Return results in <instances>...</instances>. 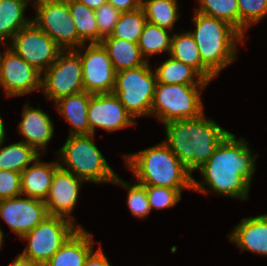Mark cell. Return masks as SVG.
<instances>
[{"label": "cell", "instance_id": "cell-16", "mask_svg": "<svg viewBox=\"0 0 267 266\" xmlns=\"http://www.w3.org/2000/svg\"><path fill=\"white\" fill-rule=\"evenodd\" d=\"M83 182L85 181L59 167L55 171L45 200L48 214L63 217L75 223L76 218L72 217L71 213L77 205Z\"/></svg>", "mask_w": 267, "mask_h": 266}, {"label": "cell", "instance_id": "cell-27", "mask_svg": "<svg viewBox=\"0 0 267 266\" xmlns=\"http://www.w3.org/2000/svg\"><path fill=\"white\" fill-rule=\"evenodd\" d=\"M170 30L147 22L140 35L138 46L143 58L149 62L150 55L165 53L170 54L173 33ZM147 56V57H146Z\"/></svg>", "mask_w": 267, "mask_h": 266}, {"label": "cell", "instance_id": "cell-3", "mask_svg": "<svg viewBox=\"0 0 267 266\" xmlns=\"http://www.w3.org/2000/svg\"><path fill=\"white\" fill-rule=\"evenodd\" d=\"M123 157L135 182L143 186L169 187L181 193L184 189L192 190V174L163 141Z\"/></svg>", "mask_w": 267, "mask_h": 266}, {"label": "cell", "instance_id": "cell-14", "mask_svg": "<svg viewBox=\"0 0 267 266\" xmlns=\"http://www.w3.org/2000/svg\"><path fill=\"white\" fill-rule=\"evenodd\" d=\"M87 117L91 134L94 135L97 127L114 132L137 123L114 93L93 94Z\"/></svg>", "mask_w": 267, "mask_h": 266}, {"label": "cell", "instance_id": "cell-34", "mask_svg": "<svg viewBox=\"0 0 267 266\" xmlns=\"http://www.w3.org/2000/svg\"><path fill=\"white\" fill-rule=\"evenodd\" d=\"M148 197L151 210H162L174 207L181 200V192L163 186H144Z\"/></svg>", "mask_w": 267, "mask_h": 266}, {"label": "cell", "instance_id": "cell-7", "mask_svg": "<svg viewBox=\"0 0 267 266\" xmlns=\"http://www.w3.org/2000/svg\"><path fill=\"white\" fill-rule=\"evenodd\" d=\"M149 64L116 73L113 93L134 119L151 112L157 79Z\"/></svg>", "mask_w": 267, "mask_h": 266}, {"label": "cell", "instance_id": "cell-17", "mask_svg": "<svg viewBox=\"0 0 267 266\" xmlns=\"http://www.w3.org/2000/svg\"><path fill=\"white\" fill-rule=\"evenodd\" d=\"M21 114L22 120L17 126L19 135L24 137L23 142L42 154L53 137V121L46 112L40 108H33L29 103L24 105Z\"/></svg>", "mask_w": 267, "mask_h": 266}, {"label": "cell", "instance_id": "cell-26", "mask_svg": "<svg viewBox=\"0 0 267 266\" xmlns=\"http://www.w3.org/2000/svg\"><path fill=\"white\" fill-rule=\"evenodd\" d=\"M3 144H0V170L21 173L41 155L23 141L5 147Z\"/></svg>", "mask_w": 267, "mask_h": 266}, {"label": "cell", "instance_id": "cell-9", "mask_svg": "<svg viewBox=\"0 0 267 266\" xmlns=\"http://www.w3.org/2000/svg\"><path fill=\"white\" fill-rule=\"evenodd\" d=\"M32 21L63 50L85 44L79 37L67 0H35Z\"/></svg>", "mask_w": 267, "mask_h": 266}, {"label": "cell", "instance_id": "cell-37", "mask_svg": "<svg viewBox=\"0 0 267 266\" xmlns=\"http://www.w3.org/2000/svg\"><path fill=\"white\" fill-rule=\"evenodd\" d=\"M101 247L88 255L84 266H111Z\"/></svg>", "mask_w": 267, "mask_h": 266}, {"label": "cell", "instance_id": "cell-28", "mask_svg": "<svg viewBox=\"0 0 267 266\" xmlns=\"http://www.w3.org/2000/svg\"><path fill=\"white\" fill-rule=\"evenodd\" d=\"M141 8L147 22L170 31L180 17L177 0H143Z\"/></svg>", "mask_w": 267, "mask_h": 266}, {"label": "cell", "instance_id": "cell-21", "mask_svg": "<svg viewBox=\"0 0 267 266\" xmlns=\"http://www.w3.org/2000/svg\"><path fill=\"white\" fill-rule=\"evenodd\" d=\"M93 94L83 91L78 94L65 96L55 101L60 115L72 126L70 135H91L88 122V105Z\"/></svg>", "mask_w": 267, "mask_h": 266}, {"label": "cell", "instance_id": "cell-39", "mask_svg": "<svg viewBox=\"0 0 267 266\" xmlns=\"http://www.w3.org/2000/svg\"><path fill=\"white\" fill-rule=\"evenodd\" d=\"M9 266H44V265L19 254L15 257V260L11 262V264H9Z\"/></svg>", "mask_w": 267, "mask_h": 266}, {"label": "cell", "instance_id": "cell-38", "mask_svg": "<svg viewBox=\"0 0 267 266\" xmlns=\"http://www.w3.org/2000/svg\"><path fill=\"white\" fill-rule=\"evenodd\" d=\"M143 0H108L120 12L134 11L142 7Z\"/></svg>", "mask_w": 267, "mask_h": 266}, {"label": "cell", "instance_id": "cell-8", "mask_svg": "<svg viewBox=\"0 0 267 266\" xmlns=\"http://www.w3.org/2000/svg\"><path fill=\"white\" fill-rule=\"evenodd\" d=\"M78 228L82 226L66 218L49 215L21 237L27 240V245L20 254L44 265Z\"/></svg>", "mask_w": 267, "mask_h": 266}, {"label": "cell", "instance_id": "cell-13", "mask_svg": "<svg viewBox=\"0 0 267 266\" xmlns=\"http://www.w3.org/2000/svg\"><path fill=\"white\" fill-rule=\"evenodd\" d=\"M0 52V86L6 97L22 96L42 88V72L28 64L8 45ZM3 54V55H2Z\"/></svg>", "mask_w": 267, "mask_h": 266}, {"label": "cell", "instance_id": "cell-23", "mask_svg": "<svg viewBox=\"0 0 267 266\" xmlns=\"http://www.w3.org/2000/svg\"><path fill=\"white\" fill-rule=\"evenodd\" d=\"M30 0H2L0 2V41L6 46V40L12 38L25 26L32 22V18L25 16V10Z\"/></svg>", "mask_w": 267, "mask_h": 266}, {"label": "cell", "instance_id": "cell-18", "mask_svg": "<svg viewBox=\"0 0 267 266\" xmlns=\"http://www.w3.org/2000/svg\"><path fill=\"white\" fill-rule=\"evenodd\" d=\"M228 237L241 252L247 250L267 256V213L243 218Z\"/></svg>", "mask_w": 267, "mask_h": 266}, {"label": "cell", "instance_id": "cell-15", "mask_svg": "<svg viewBox=\"0 0 267 266\" xmlns=\"http://www.w3.org/2000/svg\"><path fill=\"white\" fill-rule=\"evenodd\" d=\"M21 196L0 200V218L20 238L49 216L44 201Z\"/></svg>", "mask_w": 267, "mask_h": 266}, {"label": "cell", "instance_id": "cell-33", "mask_svg": "<svg viewBox=\"0 0 267 266\" xmlns=\"http://www.w3.org/2000/svg\"><path fill=\"white\" fill-rule=\"evenodd\" d=\"M239 7V33L259 23L267 15V0H237Z\"/></svg>", "mask_w": 267, "mask_h": 266}, {"label": "cell", "instance_id": "cell-2", "mask_svg": "<svg viewBox=\"0 0 267 266\" xmlns=\"http://www.w3.org/2000/svg\"><path fill=\"white\" fill-rule=\"evenodd\" d=\"M163 142L192 174L199 170L230 133L204 112L194 118L175 120L164 124Z\"/></svg>", "mask_w": 267, "mask_h": 266}, {"label": "cell", "instance_id": "cell-4", "mask_svg": "<svg viewBox=\"0 0 267 266\" xmlns=\"http://www.w3.org/2000/svg\"><path fill=\"white\" fill-rule=\"evenodd\" d=\"M190 19L195 30L193 36L202 63L217 76L237 58V43L244 44V37L229 23L195 10Z\"/></svg>", "mask_w": 267, "mask_h": 266}, {"label": "cell", "instance_id": "cell-30", "mask_svg": "<svg viewBox=\"0 0 267 266\" xmlns=\"http://www.w3.org/2000/svg\"><path fill=\"white\" fill-rule=\"evenodd\" d=\"M146 23L147 19L142 8L129 12H121L111 36L138 43Z\"/></svg>", "mask_w": 267, "mask_h": 266}, {"label": "cell", "instance_id": "cell-10", "mask_svg": "<svg viewBox=\"0 0 267 266\" xmlns=\"http://www.w3.org/2000/svg\"><path fill=\"white\" fill-rule=\"evenodd\" d=\"M41 90L53 102L84 91L82 62L75 50H63L56 61L42 73Z\"/></svg>", "mask_w": 267, "mask_h": 266}, {"label": "cell", "instance_id": "cell-11", "mask_svg": "<svg viewBox=\"0 0 267 266\" xmlns=\"http://www.w3.org/2000/svg\"><path fill=\"white\" fill-rule=\"evenodd\" d=\"M10 43L9 48L42 73L56 61L63 51L33 21L23 27Z\"/></svg>", "mask_w": 267, "mask_h": 266}, {"label": "cell", "instance_id": "cell-20", "mask_svg": "<svg viewBox=\"0 0 267 266\" xmlns=\"http://www.w3.org/2000/svg\"><path fill=\"white\" fill-rule=\"evenodd\" d=\"M93 237L84 228H78L44 266H84L94 250Z\"/></svg>", "mask_w": 267, "mask_h": 266}, {"label": "cell", "instance_id": "cell-42", "mask_svg": "<svg viewBox=\"0 0 267 266\" xmlns=\"http://www.w3.org/2000/svg\"><path fill=\"white\" fill-rule=\"evenodd\" d=\"M3 238H4V233H3V231L1 230V226H0V250H1V248H2Z\"/></svg>", "mask_w": 267, "mask_h": 266}, {"label": "cell", "instance_id": "cell-5", "mask_svg": "<svg viewBox=\"0 0 267 266\" xmlns=\"http://www.w3.org/2000/svg\"><path fill=\"white\" fill-rule=\"evenodd\" d=\"M91 135H70L65 144L58 150V164L62 169L76 177L92 183H113L117 173L92 141Z\"/></svg>", "mask_w": 267, "mask_h": 266}, {"label": "cell", "instance_id": "cell-1", "mask_svg": "<svg viewBox=\"0 0 267 266\" xmlns=\"http://www.w3.org/2000/svg\"><path fill=\"white\" fill-rule=\"evenodd\" d=\"M257 157L243 137L237 139L229 133L198 170L203 180L193 178L192 190L203 194L212 190L218 195L248 200Z\"/></svg>", "mask_w": 267, "mask_h": 266}, {"label": "cell", "instance_id": "cell-25", "mask_svg": "<svg viewBox=\"0 0 267 266\" xmlns=\"http://www.w3.org/2000/svg\"><path fill=\"white\" fill-rule=\"evenodd\" d=\"M156 67V79L163 84H209L194 68L169 56Z\"/></svg>", "mask_w": 267, "mask_h": 266}, {"label": "cell", "instance_id": "cell-29", "mask_svg": "<svg viewBox=\"0 0 267 266\" xmlns=\"http://www.w3.org/2000/svg\"><path fill=\"white\" fill-rule=\"evenodd\" d=\"M78 37L86 44L99 43V29L95 10L78 0H67Z\"/></svg>", "mask_w": 267, "mask_h": 266}, {"label": "cell", "instance_id": "cell-24", "mask_svg": "<svg viewBox=\"0 0 267 266\" xmlns=\"http://www.w3.org/2000/svg\"><path fill=\"white\" fill-rule=\"evenodd\" d=\"M169 56L191 66L208 82L216 77L202 63L197 44L189 31L181 32V34L173 32Z\"/></svg>", "mask_w": 267, "mask_h": 266}, {"label": "cell", "instance_id": "cell-19", "mask_svg": "<svg viewBox=\"0 0 267 266\" xmlns=\"http://www.w3.org/2000/svg\"><path fill=\"white\" fill-rule=\"evenodd\" d=\"M40 156L21 172V193L33 199L46 200L55 171L59 168L58 161L43 162Z\"/></svg>", "mask_w": 267, "mask_h": 266}, {"label": "cell", "instance_id": "cell-41", "mask_svg": "<svg viewBox=\"0 0 267 266\" xmlns=\"http://www.w3.org/2000/svg\"><path fill=\"white\" fill-rule=\"evenodd\" d=\"M6 139V132L4 128V121L0 115V144L4 143Z\"/></svg>", "mask_w": 267, "mask_h": 266}, {"label": "cell", "instance_id": "cell-22", "mask_svg": "<svg viewBox=\"0 0 267 266\" xmlns=\"http://www.w3.org/2000/svg\"><path fill=\"white\" fill-rule=\"evenodd\" d=\"M101 44L108 52L116 73L139 67L147 62L140 52L138 43L113 38L110 35L103 38Z\"/></svg>", "mask_w": 267, "mask_h": 266}, {"label": "cell", "instance_id": "cell-40", "mask_svg": "<svg viewBox=\"0 0 267 266\" xmlns=\"http://www.w3.org/2000/svg\"><path fill=\"white\" fill-rule=\"evenodd\" d=\"M79 2L85 4L89 8L96 10L101 5L108 3V0H78Z\"/></svg>", "mask_w": 267, "mask_h": 266}, {"label": "cell", "instance_id": "cell-12", "mask_svg": "<svg viewBox=\"0 0 267 266\" xmlns=\"http://www.w3.org/2000/svg\"><path fill=\"white\" fill-rule=\"evenodd\" d=\"M75 51L82 62L84 91L91 94L113 93L116 71L102 44H83Z\"/></svg>", "mask_w": 267, "mask_h": 266}, {"label": "cell", "instance_id": "cell-6", "mask_svg": "<svg viewBox=\"0 0 267 266\" xmlns=\"http://www.w3.org/2000/svg\"><path fill=\"white\" fill-rule=\"evenodd\" d=\"M207 85L157 82L150 115L157 117L162 124L201 115L204 103L200 93Z\"/></svg>", "mask_w": 267, "mask_h": 266}, {"label": "cell", "instance_id": "cell-32", "mask_svg": "<svg viewBox=\"0 0 267 266\" xmlns=\"http://www.w3.org/2000/svg\"><path fill=\"white\" fill-rule=\"evenodd\" d=\"M112 184L119 185L127 190V205L133 216L145 218L150 214L151 208L146 188L143 185L137 182L132 185L121 179L119 175L116 176Z\"/></svg>", "mask_w": 267, "mask_h": 266}, {"label": "cell", "instance_id": "cell-36", "mask_svg": "<svg viewBox=\"0 0 267 266\" xmlns=\"http://www.w3.org/2000/svg\"><path fill=\"white\" fill-rule=\"evenodd\" d=\"M21 193V173L0 170V200L17 197Z\"/></svg>", "mask_w": 267, "mask_h": 266}, {"label": "cell", "instance_id": "cell-31", "mask_svg": "<svg viewBox=\"0 0 267 266\" xmlns=\"http://www.w3.org/2000/svg\"><path fill=\"white\" fill-rule=\"evenodd\" d=\"M195 10L202 14L218 18L232 25L239 32V7L237 0H197Z\"/></svg>", "mask_w": 267, "mask_h": 266}, {"label": "cell", "instance_id": "cell-35", "mask_svg": "<svg viewBox=\"0 0 267 266\" xmlns=\"http://www.w3.org/2000/svg\"><path fill=\"white\" fill-rule=\"evenodd\" d=\"M120 14L121 12L110 3L103 4L95 10L97 26L99 29V43L102 42L103 38L110 36L113 33Z\"/></svg>", "mask_w": 267, "mask_h": 266}]
</instances>
